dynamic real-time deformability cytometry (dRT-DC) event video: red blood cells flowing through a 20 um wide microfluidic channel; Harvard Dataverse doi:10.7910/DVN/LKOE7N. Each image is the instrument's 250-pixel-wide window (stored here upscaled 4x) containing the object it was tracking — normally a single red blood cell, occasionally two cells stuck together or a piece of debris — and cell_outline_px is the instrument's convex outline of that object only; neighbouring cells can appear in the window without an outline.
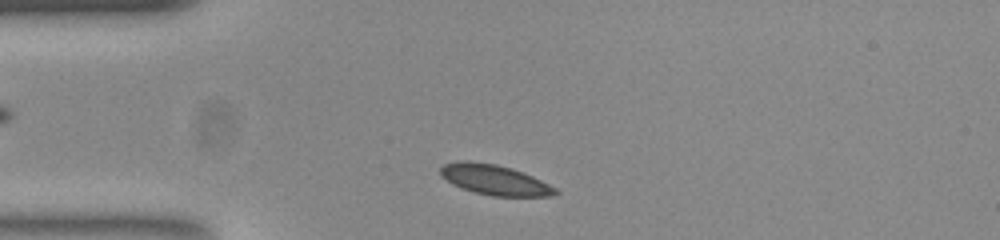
{"species": "common noctule bat (a hibernating species)", "species_latin": "Nyctalus noctula", "temperature_condition": "room temperature", "stored_images_in_passage": 40, "camera_frame_rate_fps": 3000, "um_per_image_px": 0.085, "animal": {"sex": "female", "body_mass_g": 23.0, "forearm_length_mm": 53.4}, "frame": {"image": 1, "passage_image": 3, "time_ms": 0.667, "image_size_px": [1000, 240], "cell_outline_px": [[560, 192], [552, 196], [492, 196], [472, 192], [460, 188], [452, 184], [440, 176], [440, 168], [444, 164], [496, 164], [532, 176], [556, 188]], "centroid_in_image_um": [42.09, 15.36], "position_along_channel_um": 42.9, "area_um2": 19.36}}
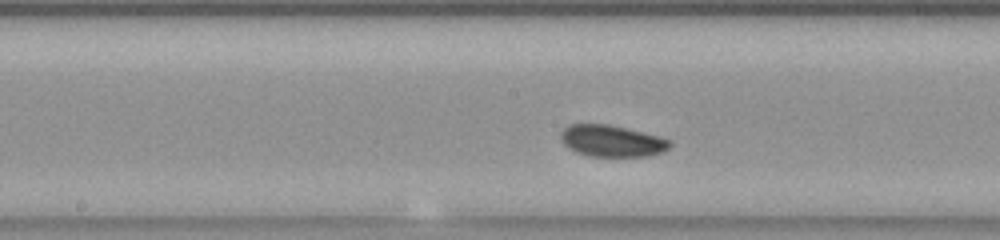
{"frame": {"image": 2, "passage_image": 17, "time_ms": 5.333, "image_size_px": [1000, 240], "cell_outline_px": [[672, 144], [664, 152], [648, 156], [592, 156], [576, 152], [568, 148], [560, 140], [560, 132], [568, 124], [608, 124], [660, 136], [672, 140]], "centroid_in_image_um": [52.01, 11.97], "position_along_channel_um": 196.2, "area_um2": 20.23}}
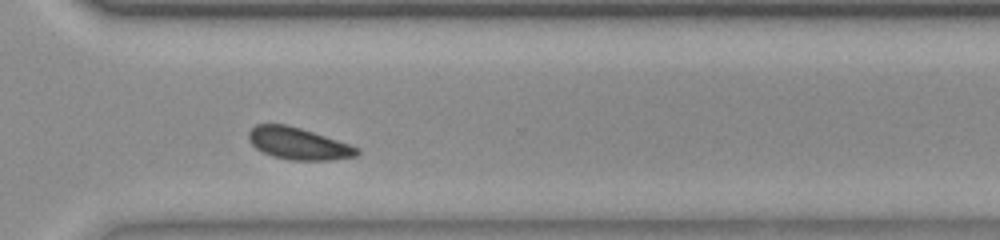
{"frame": {"image": 3, "passage_image": 29, "time_ms": 9.333, "image_size_px": [1000, 240], "cell_outline_px": [[360, 152], [356, 156], [332, 160], [288, 160], [272, 156], [256, 148], [248, 140], [248, 132], [256, 124], [288, 124], [360, 148]], "centroid_in_image_um": [25.33, 12.21], "position_along_channel_um": 345.3, "area_um2": 20.06}}